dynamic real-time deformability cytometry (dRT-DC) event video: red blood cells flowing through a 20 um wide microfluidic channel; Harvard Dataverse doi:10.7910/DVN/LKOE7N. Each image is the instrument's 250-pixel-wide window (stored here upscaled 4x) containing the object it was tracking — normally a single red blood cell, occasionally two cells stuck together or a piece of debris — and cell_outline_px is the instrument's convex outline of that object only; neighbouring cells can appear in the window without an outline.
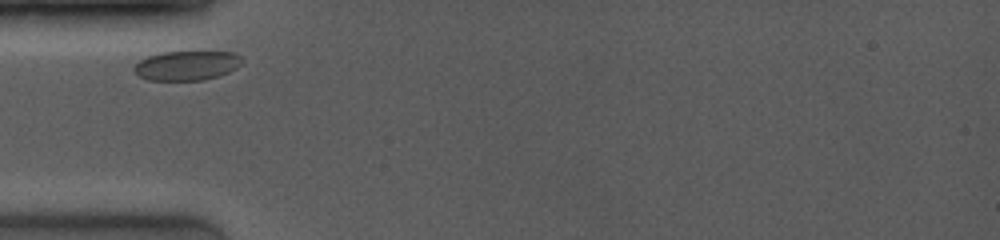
{"species": "common noctule bat (a hibernating species)", "species_latin": "Nyctalus noctula", "temperature_condition": "room temperature", "stored_images_in_passage": 24, "camera_frame_rate_fps": 4000, "um_per_image_px": 0.085, "animal": {"sex": "female", "body_mass_g": 19.0, "forearm_length_mm": 53.3}, "frame": {"image": 1, "passage_image": 1, "time_ms": 0.0, "image_size_px": [1000, 240], "cell_outline_px": [[244, 60], [236, 68], [228, 72], [204, 80], [148, 80], [140, 76], [132, 68], [140, 60], [148, 56], [160, 52], [236, 52]], "centroid_in_image_um": [15.88, 5.56], "position_along_channel_um": 69.1, "area_um2": 18.44}}
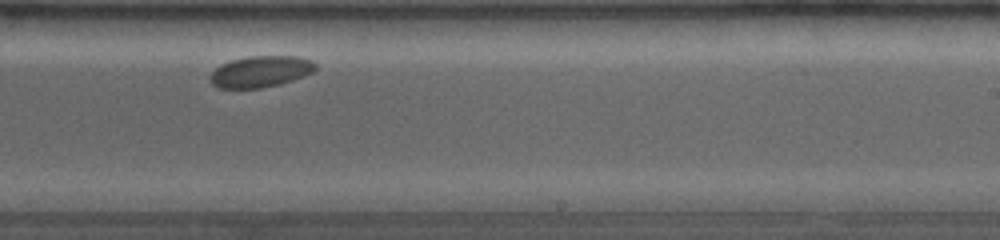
{"frame": {"image": 2, "passage_image": 14, "time_ms": 5.5, "image_size_px": [1000, 240], "cell_outline_px": [[316, 68], [312, 72], [304, 76], [280, 84], [260, 88], [216, 88], [208, 80], [208, 76], [220, 64], [232, 60], [248, 56], [296, 56], [312, 60], [316, 64]], "centroid_in_image_um": [22.11, 6.08], "position_along_channel_um": 266.9, "area_um2": 19.36}}
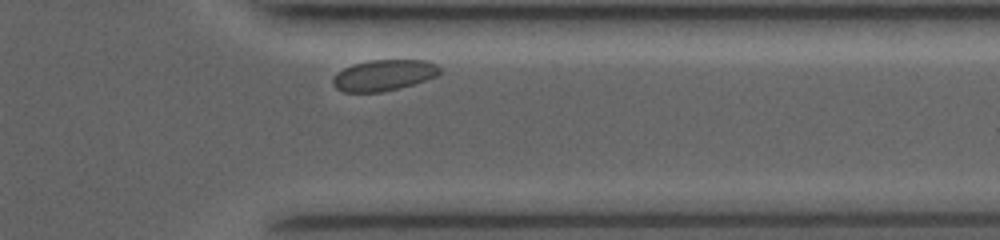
{"frame": {"image": 3, "passage_image": 22, "time_ms": 8.5, "image_size_px": [1000, 240], "cell_outline_px": [[440, 72], [436, 76], [400, 88], [380, 92], [344, 92], [336, 88], [332, 84], [332, 80], [336, 72], [352, 64], [368, 60], [428, 60], [436, 64], [440, 68]], "centroid_in_image_um": [32.59, 6.38], "position_along_channel_um": 378.8, "area_um2": 19.36}}